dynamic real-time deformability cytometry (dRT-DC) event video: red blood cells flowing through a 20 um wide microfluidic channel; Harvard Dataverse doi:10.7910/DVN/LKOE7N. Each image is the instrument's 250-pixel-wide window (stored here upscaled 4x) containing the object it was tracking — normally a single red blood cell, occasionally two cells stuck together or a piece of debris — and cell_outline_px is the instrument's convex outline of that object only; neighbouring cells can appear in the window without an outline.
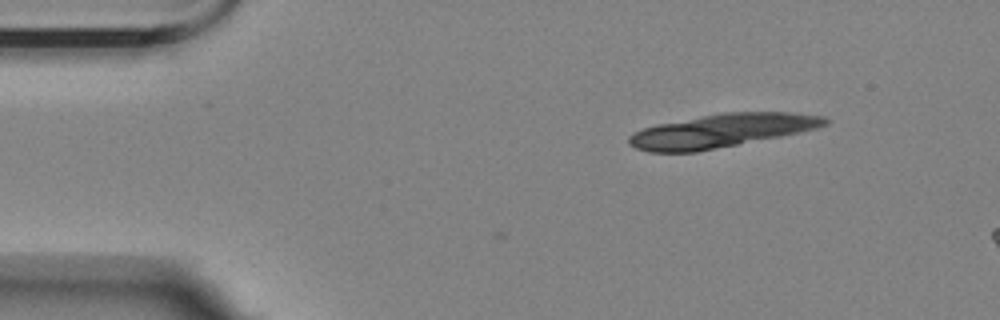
{"species": "Egyptian fruit bat (a non-hibernating species)", "species_latin": "Rousettus aegyptiacus", "temperature_condition": "room temperature", "stored_images_in_passage": 2, "camera_frame_rate_fps": 3000, "um_per_image_px": 0.085, "animal": {"sex": "female"}, "frame": {"image": 1, "passage_image": 2, "time_ms": 0.333, "image_size_px": [1000, 320], "cell_outline_px": [[832, 120], [828, 124], [816, 128], [800, 132], [780, 136], [696, 152], [648, 152], [636, 148], [628, 144], [628, 136], [632, 132], [656, 124], [724, 112], [788, 112], [824, 116]], "centroid_in_image_um": [61.32, 11.11], "position_along_channel_um": 23.7, "area_um2": 38.09}}